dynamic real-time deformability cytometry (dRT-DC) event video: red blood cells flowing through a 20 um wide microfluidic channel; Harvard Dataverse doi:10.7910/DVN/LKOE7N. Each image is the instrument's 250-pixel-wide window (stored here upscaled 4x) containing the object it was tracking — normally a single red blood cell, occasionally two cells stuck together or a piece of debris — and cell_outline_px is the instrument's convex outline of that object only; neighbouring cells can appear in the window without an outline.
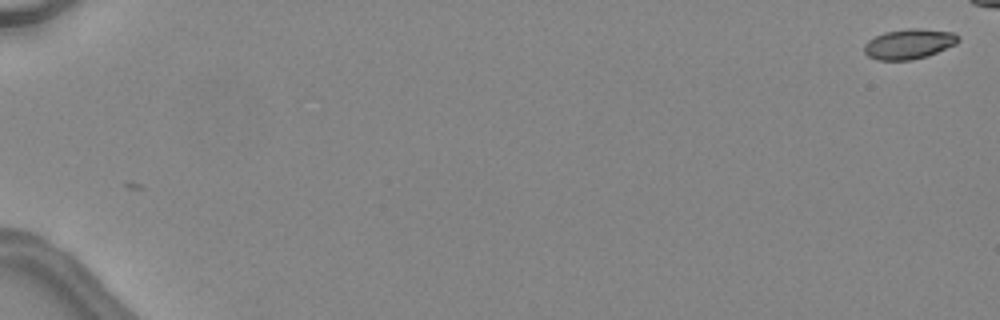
{"species": "common noctule bat (a hibernating species)", "species_latin": "Nyctalus noctula", "temperature_condition": "warm", "stored_images_in_passage": 44, "camera_frame_rate_fps": 3000, "um_per_image_px": 0.085, "animal": {"sex": "female", "body_mass_g": 24.6, "forearm_length_mm": 56.2}, "frame": {"image": 1, "passage_image": 1, "time_ms": 0.0, "image_size_px": [1000, 320], "cell_outline_px": [[960, 40], [956, 44], [928, 56], [912, 60], [876, 60], [868, 56], [864, 52], [864, 44], [868, 40], [884, 32], [908, 28], [920, 28], [952, 32], [960, 36]], "centroid_in_image_um": [77.27, 3.73], "position_along_channel_um": 7.7, "area_um2": 16.65}}
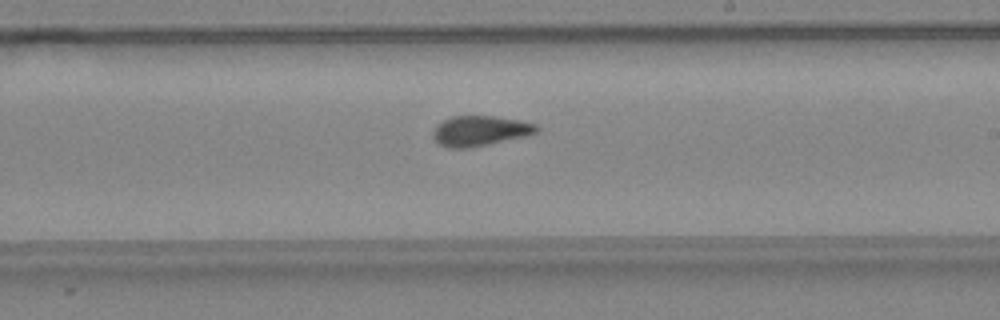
{"frame": {"image": 2, "passage_image": 31, "time_ms": 10.0, "image_size_px": [1000, 320], "cell_outline_px": [[540, 128], [536, 132], [524, 136], [468, 148], [448, 148], [440, 144], [432, 136], [432, 132], [436, 124], [452, 116], [496, 116], [536, 124]], "centroid_in_image_um": [40.75, 11.11], "position_along_channel_um": 248.2, "area_um2": 17.98}}
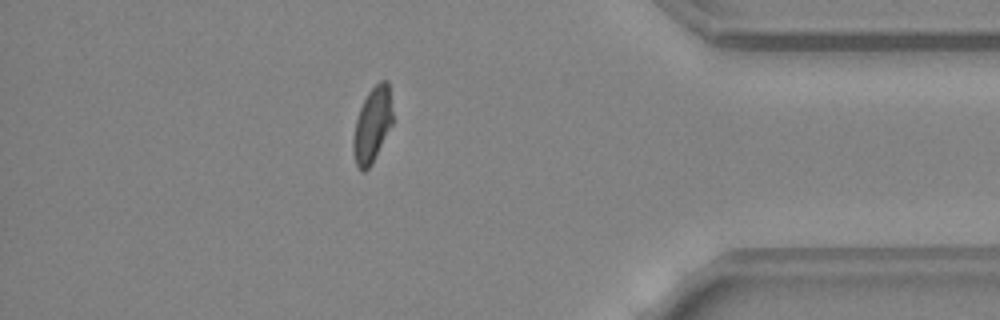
{"frame": {"image": 3, "passage_image": 43, "time_ms": 14.0, "image_size_px": [1000, 320], "cell_outline_px": [[392, 124], [372, 164], [364, 172], [360, 172], [356, 164], [352, 152], [352, 140], [356, 120], [360, 108], [368, 92], [380, 80], [388, 80], [392, 112]], "centroid_in_image_um": [31.62, 10.65], "position_along_channel_um": 403.6, "area_um2": 17.22}}